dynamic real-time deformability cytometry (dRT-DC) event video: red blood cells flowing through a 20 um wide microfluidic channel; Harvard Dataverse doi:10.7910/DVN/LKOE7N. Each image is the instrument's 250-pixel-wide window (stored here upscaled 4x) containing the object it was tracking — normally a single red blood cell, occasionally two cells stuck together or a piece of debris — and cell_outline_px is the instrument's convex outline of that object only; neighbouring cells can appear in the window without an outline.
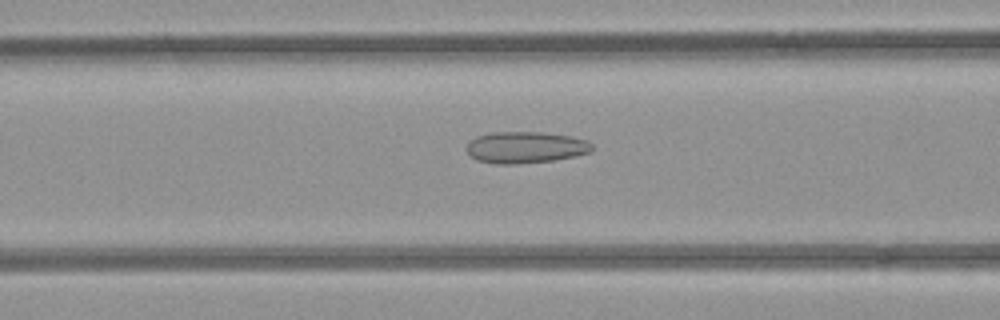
{"species": "common noctule bat (a hibernating species)", "species_latin": "Nyctalus noctula", "temperature_condition": "room temperature", "stored_images_in_passage": 31, "camera_frame_rate_fps": 3000, "um_per_image_px": 0.085, "animal": {"sex": "female", "body_mass_g": 21.9}, "frame": {"image": 1, "passage_image": 5, "time_ms": 1.333, "image_size_px": [1000, 320], "cell_outline_px": [[592, 152], [576, 156], [552, 160], [516, 164], [496, 164], [476, 160], [464, 148], [476, 136], [492, 132], [544, 132], [572, 136], [588, 140], [592, 144]], "centroid_in_image_um": [44.69, 12.52], "position_along_channel_um": 121.9, "area_um2": 23.24}}
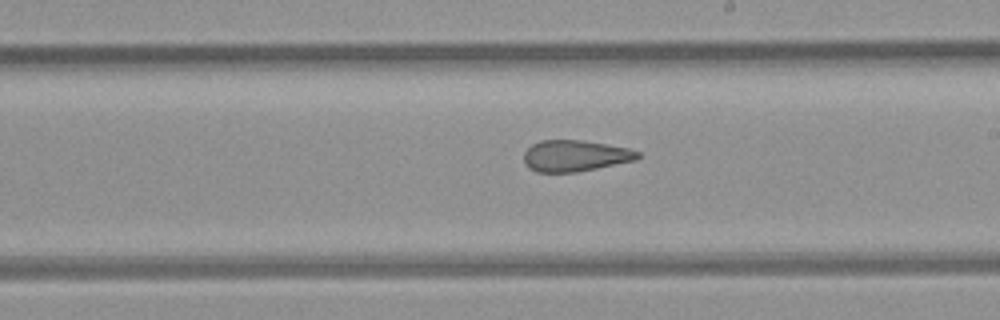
{"frame": {"image": 2, "passage_image": 14, "time_ms": 4.333, "image_size_px": [1000, 320], "cell_outline_px": [[640, 156], [636, 160], [576, 172], [536, 172], [528, 168], [524, 164], [524, 152], [532, 144], [540, 140], [580, 140], [628, 148], [640, 152]], "centroid_in_image_um": [48.85, 13.24], "position_along_channel_um": 240.2, "area_um2": 20.69}}
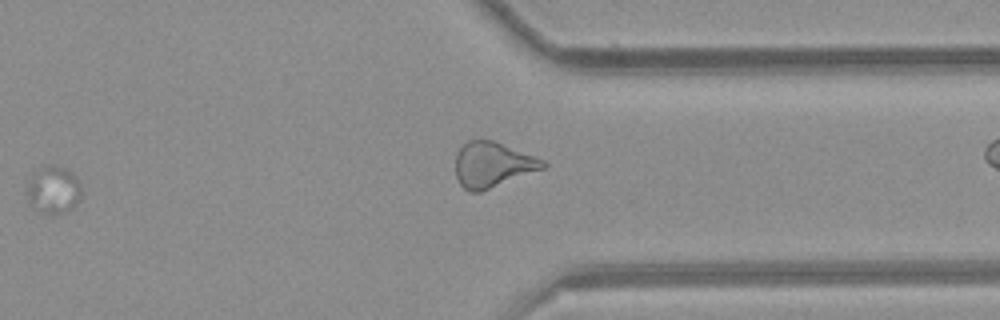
{"frame": {"image": 3, "passage_image": 24, "time_ms": 7.667, "image_size_px": [1000, 320], "cell_outline_px": [[80, 200], [72, 208], [64, 212], [52, 216], [48, 216], [32, 208], [28, 204], [28, 184], [32, 172], [36, 168], [48, 164], [52, 164], [64, 168], [72, 172], [80, 180]], "centroid_in_image_um": [4.52, 16.14], "position_along_channel_um": 406.9, "area_um2": 15.61}, "authors_computed_cell_mechanics": {"area_um2": 21.097, "velocity_mm_per_s": 3.9366, "shape_relaxation_time_tau1_ms": null, "shape_relaxation_time_tau2_ms": 2.2338, "deformation_change_tau1": null, "deformation_change_tau2": 0.1168}}